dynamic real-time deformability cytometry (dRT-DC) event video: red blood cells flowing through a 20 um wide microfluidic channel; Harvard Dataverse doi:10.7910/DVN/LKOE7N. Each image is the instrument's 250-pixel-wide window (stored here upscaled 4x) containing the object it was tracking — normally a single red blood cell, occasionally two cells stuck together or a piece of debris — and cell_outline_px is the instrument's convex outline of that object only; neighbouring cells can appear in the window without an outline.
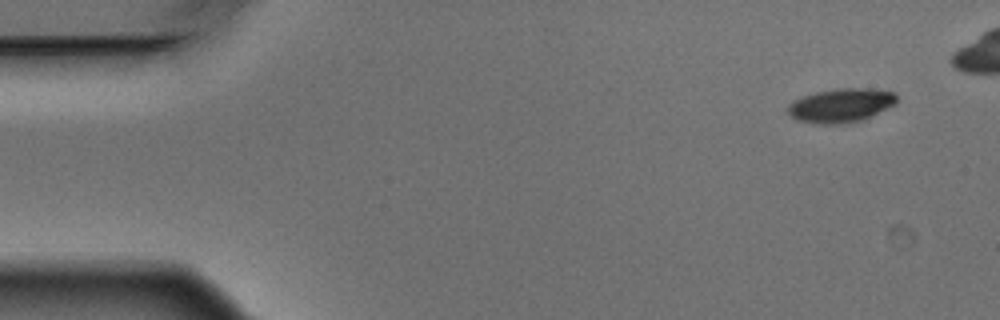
{"species": "Egyptian fruit bat (a non-hibernating species)", "species_latin": "Rousettus aegyptiacus", "temperature_condition": "warm", "stored_images_in_passage": 4, "camera_frame_rate_fps": 3000, "um_per_image_px": 0.085, "animal": {"sex": "male"}, "frame": {"image": 1, "passage_image": 1, "time_ms": 0.0, "image_size_px": [1000, 320], "cell_outline_px": [[896, 104], [888, 108], [860, 120], [840, 124], [824, 124], [796, 120], [788, 112], [788, 104], [792, 100], [816, 92], [836, 88], [868, 88], [892, 92], [896, 96]], "centroid_in_image_um": [71.45, 8.95], "position_along_channel_um": 13.5, "area_um2": 21.27}}